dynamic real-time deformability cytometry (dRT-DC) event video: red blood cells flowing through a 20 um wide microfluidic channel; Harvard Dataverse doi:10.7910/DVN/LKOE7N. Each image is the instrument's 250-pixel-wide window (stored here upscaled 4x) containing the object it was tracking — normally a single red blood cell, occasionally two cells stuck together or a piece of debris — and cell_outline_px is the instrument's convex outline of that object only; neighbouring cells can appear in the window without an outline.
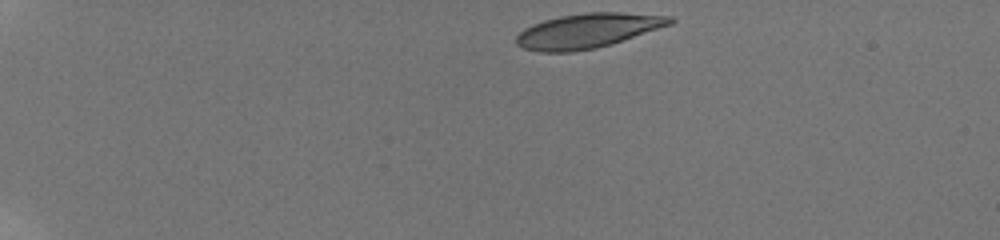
{"species": "human", "species_latin": "Homo sapiens", "temperature_condition": "room temperature", "stored_images_in_passage": 45, "camera_frame_rate_fps": 3000, "um_per_image_px": 0.085, "donor": {"sex": "male"}, "frame": {"image": 1, "passage_image": 1, "time_ms": 0.0, "image_size_px": [1000, 240], "cell_outline_px": [[676, 20], [672, 24], [612, 44], [596, 48], [572, 52], [540, 52], [524, 48], [516, 44], [516, 36], [524, 28], [532, 24], [544, 20], [560, 16], [588, 12], [620, 12], [672, 16]], "centroid_in_image_um": [49.97, 2.61], "position_along_channel_um": 35.0, "area_um2": 31.1}}
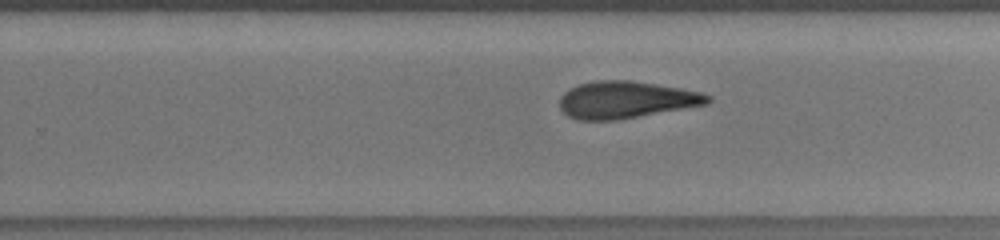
{"frame": {"image": 2, "passage_image": 28, "time_ms": 9.0, "image_size_px": [1000, 240], "cell_outline_px": [[712, 100], [708, 104], [616, 120], [576, 120], [568, 116], [560, 108], [560, 96], [564, 92], [580, 84], [596, 80], [632, 80], [680, 88], [700, 92], [712, 96]], "centroid_in_image_um": [53.21, 8.48], "position_along_channel_um": 276.6, "area_um2": 31.91}}
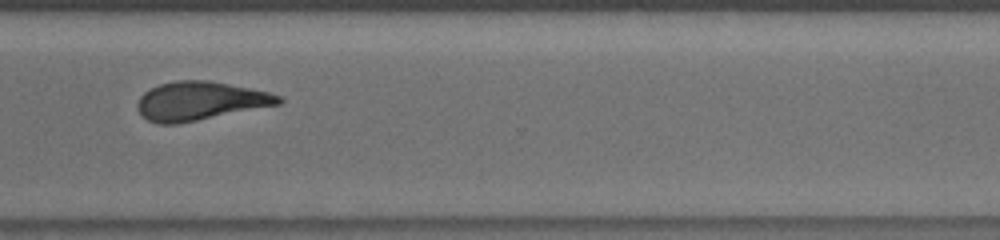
{"frame": {"image": 3, "passage_image": 34, "time_ms": 11.0, "image_size_px": [1000, 240], "cell_outline_px": [[284, 100], [280, 104], [176, 124], [160, 124], [148, 120], [136, 108], [136, 104], [140, 96], [144, 92], [160, 84], [176, 80], [208, 80], [268, 92], [280, 96]], "centroid_in_image_um": [16.98, 8.58], "position_along_channel_um": 353.6, "area_um2": 31.39}, "authors_computed_cell_mechanics": {"area_um2": 32.1368, "velocity_mm_per_s": 3.8296, "shape_relaxation_time_tau1_ms": 8.9648, "shape_relaxation_time_tau2_ms": 3.4923, "deformation_change_tau1": 0.2193, "deformation_change_tau2": 0.1115}}